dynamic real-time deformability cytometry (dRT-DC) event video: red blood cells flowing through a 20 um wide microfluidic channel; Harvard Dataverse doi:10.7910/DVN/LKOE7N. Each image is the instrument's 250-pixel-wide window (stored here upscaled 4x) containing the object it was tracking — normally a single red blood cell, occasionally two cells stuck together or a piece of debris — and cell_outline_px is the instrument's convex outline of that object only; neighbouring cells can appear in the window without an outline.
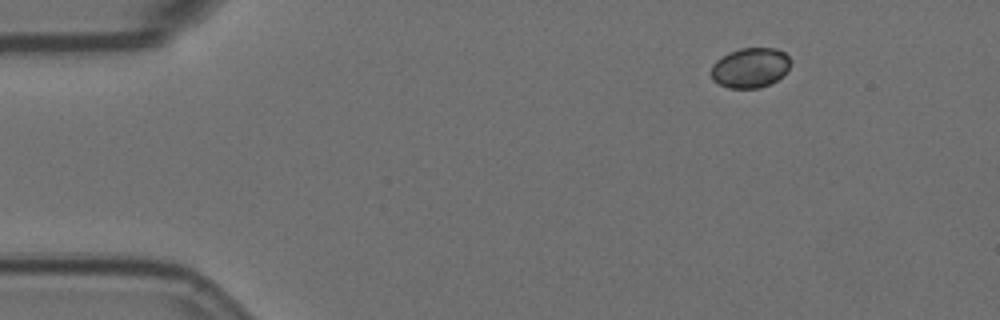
{"species": "Egyptian fruit bat (a non-hibernating species)", "species_latin": "Rousettus aegyptiacus", "temperature_condition": "room temperature", "stored_images_in_passage": 4, "camera_frame_rate_fps": 3000, "um_per_image_px": 0.085, "animal": {"sex": "female"}, "frame": {"image": 1, "passage_image": 1, "time_ms": 0.0, "image_size_px": [1000, 320], "cell_outline_px": [[792, 60], [788, 68], [772, 84], [760, 88], [728, 88], [712, 80], [712, 64], [716, 60], [728, 52], [740, 48], [776, 48], [784, 52]], "centroid_in_image_um": [63.76, 5.75], "position_along_channel_um": 21.2, "area_um2": 18.55}}
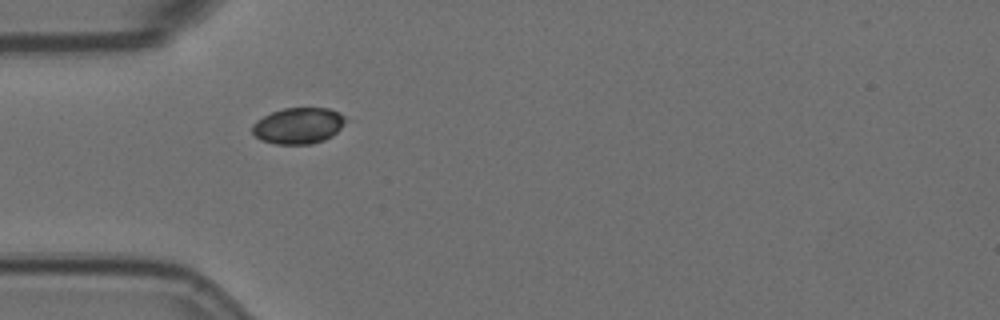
{"frame": {"image": 2, "passage_image": 3, "time_ms": 0.667, "image_size_px": [1000, 320], "cell_outline_px": [[344, 120], [340, 128], [332, 136], [324, 140], [312, 144], [276, 144], [260, 140], [252, 132], [252, 124], [256, 120], [272, 112], [284, 108], [328, 108], [340, 112], [344, 116]], "centroid_in_image_um": [25.33, 10.69], "position_along_channel_um": 59.7, "area_um2": 19.59}}
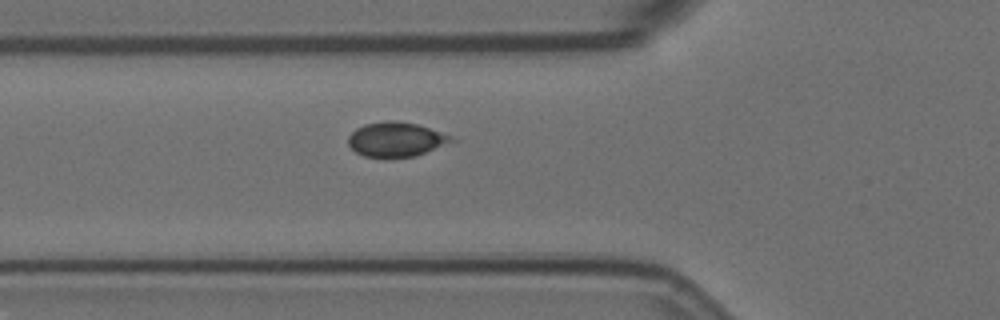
{"frame": {"image": 3, "passage_image": 4, "time_ms": 1.0, "image_size_px": [1000, 320], "cell_outline_px": [[456, 140], [416, 156], [364, 156], [356, 152], [348, 144], [348, 136], [356, 128], [364, 124], [388, 120], [396, 120], [416, 124], [452, 136]], "centroid_in_image_um": [33.64, 11.83], "position_along_channel_um": 92.2, "area_um2": 20.4}}